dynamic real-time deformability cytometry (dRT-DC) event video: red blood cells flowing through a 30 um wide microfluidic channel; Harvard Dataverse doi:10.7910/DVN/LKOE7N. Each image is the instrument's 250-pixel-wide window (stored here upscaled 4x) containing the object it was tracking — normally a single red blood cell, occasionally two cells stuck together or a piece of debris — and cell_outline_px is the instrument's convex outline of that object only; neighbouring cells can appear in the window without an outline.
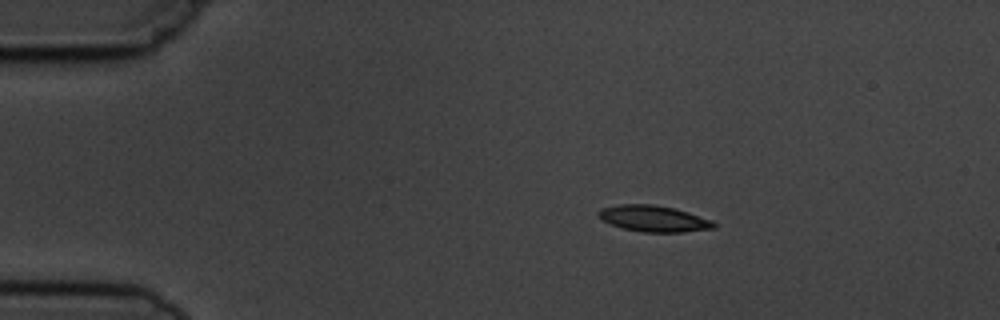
{"species": "common noctule bat (a hibernating species)", "species_latin": "Nyctalus noctula", "temperature_condition": "cold", "stored_images_in_passage": 4, "camera_frame_rate_fps": 3000, "um_per_image_px": 0.085, "animal": {"sex": "male", "body_mass_g": 19.5, "forearm_length_mm": 54.6}, "frame": {"image": 1, "passage_image": 1, "time_ms": 0.0, "image_size_px": [1000, 320], "cell_outline_px": [[716, 228], [684, 232], [644, 232], [624, 228], [600, 220], [596, 212], [600, 208], [620, 204], [652, 204], [672, 208], [688, 212], [712, 220], [716, 224]], "centroid_in_image_um": [55.54, 18.58], "position_along_channel_um": 29.5, "area_um2": 17.63}}
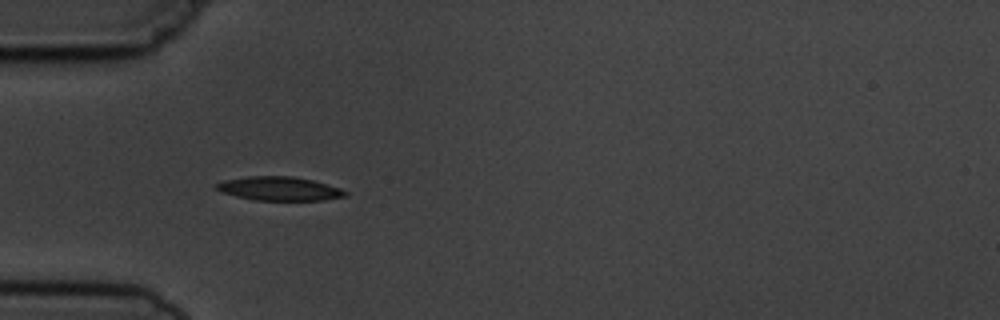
{"frame": {"image": 2, "passage_image": 3, "time_ms": 2.333, "image_size_px": [1000, 320], "cell_outline_px": [[348, 196], [324, 200], [252, 200], [220, 192], [216, 188], [216, 184], [224, 180], [248, 176], [292, 176], [312, 180], [340, 188], [348, 192]], "centroid_in_image_um": [23.75, 16.04], "position_along_channel_um": 61.3, "area_um2": 17.92}}
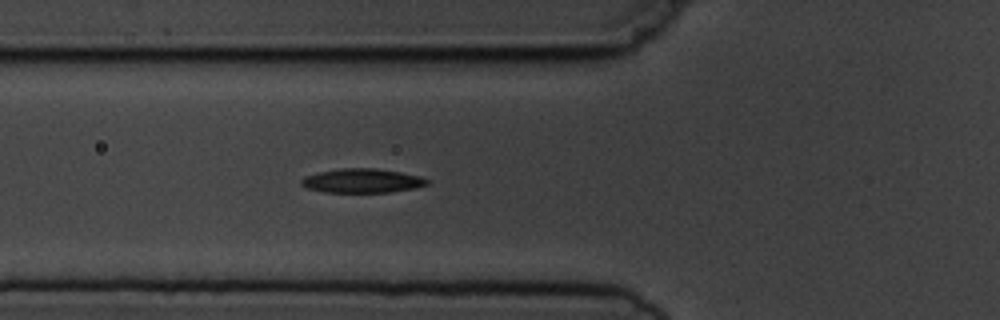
{"frame": {"image": 3, "passage_image": 4, "time_ms": 3.333, "image_size_px": [1000, 320], "cell_outline_px": [[428, 184], [416, 188], [392, 192], [324, 192], [308, 188], [300, 184], [300, 180], [304, 176], [316, 172], [340, 168], [376, 168], [400, 172], [420, 176], [428, 180]], "centroid_in_image_um": [30.76, 15.36], "position_along_channel_um": 95.0, "area_um2": 17.8}}